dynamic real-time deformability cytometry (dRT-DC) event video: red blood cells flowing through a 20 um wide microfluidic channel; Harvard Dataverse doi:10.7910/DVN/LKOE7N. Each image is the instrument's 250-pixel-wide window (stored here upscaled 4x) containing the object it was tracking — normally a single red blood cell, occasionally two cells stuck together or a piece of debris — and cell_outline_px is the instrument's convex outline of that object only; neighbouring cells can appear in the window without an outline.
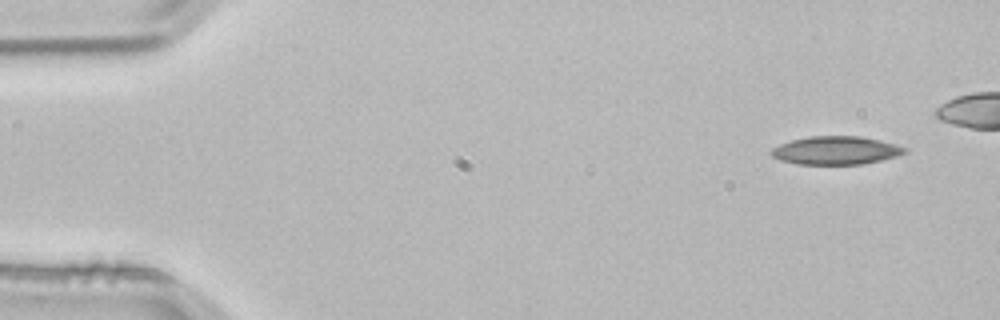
{"species": "common noctule bat (a hibernating species)", "species_latin": "Nyctalus noctula", "temperature_condition": "room temperature", "stored_images_in_passage": 4, "camera_frame_rate_fps": 3000, "um_per_image_px": 0.085, "animal": {"sex": "male", "body_mass_g": 21.5, "forearm_length_mm": 52.0}, "frame": {"image": 1, "passage_image": 1, "time_ms": 0.0, "image_size_px": [1000, 320], "cell_outline_px": [[908, 152], [900, 156], [864, 164], [796, 164], [780, 160], [772, 156], [768, 152], [772, 148], [780, 144], [792, 140], [808, 136], [860, 136], [880, 140], [896, 144], [908, 148]], "centroid_in_image_um": [71.09, 12.79], "position_along_channel_um": 13.9, "area_um2": 22.25}}